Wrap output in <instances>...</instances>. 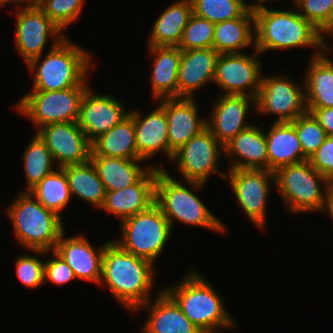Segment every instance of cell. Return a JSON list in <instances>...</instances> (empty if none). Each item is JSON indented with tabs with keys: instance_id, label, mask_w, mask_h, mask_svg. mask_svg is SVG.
<instances>
[{
	"instance_id": "obj_1",
	"label": "cell",
	"mask_w": 333,
	"mask_h": 333,
	"mask_svg": "<svg viewBox=\"0 0 333 333\" xmlns=\"http://www.w3.org/2000/svg\"><path fill=\"white\" fill-rule=\"evenodd\" d=\"M155 272L149 260L125 251L113 240L106 244L100 284L104 282L116 300L133 313L150 300Z\"/></svg>"
},
{
	"instance_id": "obj_2",
	"label": "cell",
	"mask_w": 333,
	"mask_h": 333,
	"mask_svg": "<svg viewBox=\"0 0 333 333\" xmlns=\"http://www.w3.org/2000/svg\"><path fill=\"white\" fill-rule=\"evenodd\" d=\"M30 60L26 65L34 83L31 91H57L88 85L86 79L92 66L90 52L72 43L69 38L53 41L48 53Z\"/></svg>"
},
{
	"instance_id": "obj_3",
	"label": "cell",
	"mask_w": 333,
	"mask_h": 333,
	"mask_svg": "<svg viewBox=\"0 0 333 333\" xmlns=\"http://www.w3.org/2000/svg\"><path fill=\"white\" fill-rule=\"evenodd\" d=\"M198 272L192 269L174 287L163 289L181 308L188 319L202 332L236 328L224 308L223 298Z\"/></svg>"
},
{
	"instance_id": "obj_4",
	"label": "cell",
	"mask_w": 333,
	"mask_h": 333,
	"mask_svg": "<svg viewBox=\"0 0 333 333\" xmlns=\"http://www.w3.org/2000/svg\"><path fill=\"white\" fill-rule=\"evenodd\" d=\"M293 9V10H291ZM275 10L268 7L254 11L255 45L261 54L268 50H287L311 46L321 48V33L294 8Z\"/></svg>"
},
{
	"instance_id": "obj_5",
	"label": "cell",
	"mask_w": 333,
	"mask_h": 333,
	"mask_svg": "<svg viewBox=\"0 0 333 333\" xmlns=\"http://www.w3.org/2000/svg\"><path fill=\"white\" fill-rule=\"evenodd\" d=\"M5 212L18 244L32 251H53L65 231L62 217L45 208L30 192H20Z\"/></svg>"
},
{
	"instance_id": "obj_6",
	"label": "cell",
	"mask_w": 333,
	"mask_h": 333,
	"mask_svg": "<svg viewBox=\"0 0 333 333\" xmlns=\"http://www.w3.org/2000/svg\"><path fill=\"white\" fill-rule=\"evenodd\" d=\"M155 181L154 202L169 221L195 225L214 232H224L225 225L208 209L190 188L178 182L161 166Z\"/></svg>"
},
{
	"instance_id": "obj_7",
	"label": "cell",
	"mask_w": 333,
	"mask_h": 333,
	"mask_svg": "<svg viewBox=\"0 0 333 333\" xmlns=\"http://www.w3.org/2000/svg\"><path fill=\"white\" fill-rule=\"evenodd\" d=\"M274 175L275 187L288 212L301 214L323 210L330 180L317 172L309 160L282 166Z\"/></svg>"
},
{
	"instance_id": "obj_8",
	"label": "cell",
	"mask_w": 333,
	"mask_h": 333,
	"mask_svg": "<svg viewBox=\"0 0 333 333\" xmlns=\"http://www.w3.org/2000/svg\"><path fill=\"white\" fill-rule=\"evenodd\" d=\"M121 238L113 240L125 251L153 264L164 251L172 229L154 202L146 210L121 222Z\"/></svg>"
},
{
	"instance_id": "obj_9",
	"label": "cell",
	"mask_w": 333,
	"mask_h": 333,
	"mask_svg": "<svg viewBox=\"0 0 333 333\" xmlns=\"http://www.w3.org/2000/svg\"><path fill=\"white\" fill-rule=\"evenodd\" d=\"M89 85L57 91H30L15 108L28 117L37 130L50 123L77 122L80 103Z\"/></svg>"
},
{
	"instance_id": "obj_10",
	"label": "cell",
	"mask_w": 333,
	"mask_h": 333,
	"mask_svg": "<svg viewBox=\"0 0 333 333\" xmlns=\"http://www.w3.org/2000/svg\"><path fill=\"white\" fill-rule=\"evenodd\" d=\"M220 153H224V146L206 127L177 150L172 160L187 184L193 189H201L212 174L225 178L226 173L217 168Z\"/></svg>"
},
{
	"instance_id": "obj_11",
	"label": "cell",
	"mask_w": 333,
	"mask_h": 333,
	"mask_svg": "<svg viewBox=\"0 0 333 333\" xmlns=\"http://www.w3.org/2000/svg\"><path fill=\"white\" fill-rule=\"evenodd\" d=\"M288 76H262V83L256 98V112L260 115H278L274 122H292L307 112L305 84L301 87Z\"/></svg>"
},
{
	"instance_id": "obj_12",
	"label": "cell",
	"mask_w": 333,
	"mask_h": 333,
	"mask_svg": "<svg viewBox=\"0 0 333 333\" xmlns=\"http://www.w3.org/2000/svg\"><path fill=\"white\" fill-rule=\"evenodd\" d=\"M220 54L215 67L213 83L223 95H246L257 98L262 83L259 52Z\"/></svg>"
},
{
	"instance_id": "obj_13",
	"label": "cell",
	"mask_w": 333,
	"mask_h": 333,
	"mask_svg": "<svg viewBox=\"0 0 333 333\" xmlns=\"http://www.w3.org/2000/svg\"><path fill=\"white\" fill-rule=\"evenodd\" d=\"M224 179L230 182L235 200L251 222L262 229L266 224L270 187L275 186L274 172L266 169H232Z\"/></svg>"
},
{
	"instance_id": "obj_14",
	"label": "cell",
	"mask_w": 333,
	"mask_h": 333,
	"mask_svg": "<svg viewBox=\"0 0 333 333\" xmlns=\"http://www.w3.org/2000/svg\"><path fill=\"white\" fill-rule=\"evenodd\" d=\"M23 8H19L16 15L15 42L17 52L27 64L30 60L43 55L48 37L54 36V41H62L65 35L39 6Z\"/></svg>"
},
{
	"instance_id": "obj_15",
	"label": "cell",
	"mask_w": 333,
	"mask_h": 333,
	"mask_svg": "<svg viewBox=\"0 0 333 333\" xmlns=\"http://www.w3.org/2000/svg\"><path fill=\"white\" fill-rule=\"evenodd\" d=\"M36 133L51 151L58 167L90 160L91 142L77 122L50 123Z\"/></svg>"
},
{
	"instance_id": "obj_16",
	"label": "cell",
	"mask_w": 333,
	"mask_h": 333,
	"mask_svg": "<svg viewBox=\"0 0 333 333\" xmlns=\"http://www.w3.org/2000/svg\"><path fill=\"white\" fill-rule=\"evenodd\" d=\"M90 87L84 93L77 123L92 143L129 115L119 98L108 94H93Z\"/></svg>"
},
{
	"instance_id": "obj_17",
	"label": "cell",
	"mask_w": 333,
	"mask_h": 333,
	"mask_svg": "<svg viewBox=\"0 0 333 333\" xmlns=\"http://www.w3.org/2000/svg\"><path fill=\"white\" fill-rule=\"evenodd\" d=\"M251 104L256 109V98L246 95L222 94L215 98L206 126L223 146L253 124L245 121Z\"/></svg>"
},
{
	"instance_id": "obj_18",
	"label": "cell",
	"mask_w": 333,
	"mask_h": 333,
	"mask_svg": "<svg viewBox=\"0 0 333 333\" xmlns=\"http://www.w3.org/2000/svg\"><path fill=\"white\" fill-rule=\"evenodd\" d=\"M157 101L167 116L171 161L177 150L207 127L206 119L199 116L194 98H164Z\"/></svg>"
},
{
	"instance_id": "obj_19",
	"label": "cell",
	"mask_w": 333,
	"mask_h": 333,
	"mask_svg": "<svg viewBox=\"0 0 333 333\" xmlns=\"http://www.w3.org/2000/svg\"><path fill=\"white\" fill-rule=\"evenodd\" d=\"M87 240L81 235L67 238L64 231L53 251L72 268L77 279L100 285L103 253L108 242L94 248Z\"/></svg>"
},
{
	"instance_id": "obj_20",
	"label": "cell",
	"mask_w": 333,
	"mask_h": 333,
	"mask_svg": "<svg viewBox=\"0 0 333 333\" xmlns=\"http://www.w3.org/2000/svg\"><path fill=\"white\" fill-rule=\"evenodd\" d=\"M160 167L152 166L136 183L118 191H106L100 209L123 220L146 210L154 203L155 181Z\"/></svg>"
},
{
	"instance_id": "obj_21",
	"label": "cell",
	"mask_w": 333,
	"mask_h": 333,
	"mask_svg": "<svg viewBox=\"0 0 333 333\" xmlns=\"http://www.w3.org/2000/svg\"><path fill=\"white\" fill-rule=\"evenodd\" d=\"M219 53L214 48L181 50L178 97L194 98V92L212 83Z\"/></svg>"
},
{
	"instance_id": "obj_22",
	"label": "cell",
	"mask_w": 333,
	"mask_h": 333,
	"mask_svg": "<svg viewBox=\"0 0 333 333\" xmlns=\"http://www.w3.org/2000/svg\"><path fill=\"white\" fill-rule=\"evenodd\" d=\"M252 124L239 132L224 145V155L231 159L232 169H266L268 170V151L265 131ZM237 157L234 159V157Z\"/></svg>"
},
{
	"instance_id": "obj_23",
	"label": "cell",
	"mask_w": 333,
	"mask_h": 333,
	"mask_svg": "<svg viewBox=\"0 0 333 333\" xmlns=\"http://www.w3.org/2000/svg\"><path fill=\"white\" fill-rule=\"evenodd\" d=\"M129 114L134 119L138 155L143 160L149 161L161 151V155H166L169 159L168 122L165 110L159 105L144 117L136 110H131Z\"/></svg>"
},
{
	"instance_id": "obj_24",
	"label": "cell",
	"mask_w": 333,
	"mask_h": 333,
	"mask_svg": "<svg viewBox=\"0 0 333 333\" xmlns=\"http://www.w3.org/2000/svg\"><path fill=\"white\" fill-rule=\"evenodd\" d=\"M159 291L153 304L149 300L142 305L150 312L141 333H202L163 289Z\"/></svg>"
},
{
	"instance_id": "obj_25",
	"label": "cell",
	"mask_w": 333,
	"mask_h": 333,
	"mask_svg": "<svg viewBox=\"0 0 333 333\" xmlns=\"http://www.w3.org/2000/svg\"><path fill=\"white\" fill-rule=\"evenodd\" d=\"M322 50H315L305 73L307 108L333 107V59Z\"/></svg>"
},
{
	"instance_id": "obj_26",
	"label": "cell",
	"mask_w": 333,
	"mask_h": 333,
	"mask_svg": "<svg viewBox=\"0 0 333 333\" xmlns=\"http://www.w3.org/2000/svg\"><path fill=\"white\" fill-rule=\"evenodd\" d=\"M268 151V170L275 172L282 166L308 160L295 127L290 122H274L265 133Z\"/></svg>"
},
{
	"instance_id": "obj_27",
	"label": "cell",
	"mask_w": 333,
	"mask_h": 333,
	"mask_svg": "<svg viewBox=\"0 0 333 333\" xmlns=\"http://www.w3.org/2000/svg\"><path fill=\"white\" fill-rule=\"evenodd\" d=\"M150 55H154L151 73V88L156 100L178 98V70L181 61V49L170 46H149Z\"/></svg>"
},
{
	"instance_id": "obj_28",
	"label": "cell",
	"mask_w": 333,
	"mask_h": 333,
	"mask_svg": "<svg viewBox=\"0 0 333 333\" xmlns=\"http://www.w3.org/2000/svg\"><path fill=\"white\" fill-rule=\"evenodd\" d=\"M106 191H118L136 183L152 166L143 159L90 156Z\"/></svg>"
},
{
	"instance_id": "obj_29",
	"label": "cell",
	"mask_w": 333,
	"mask_h": 333,
	"mask_svg": "<svg viewBox=\"0 0 333 333\" xmlns=\"http://www.w3.org/2000/svg\"><path fill=\"white\" fill-rule=\"evenodd\" d=\"M192 14L191 0H178L168 6L152 25L148 46L178 47Z\"/></svg>"
},
{
	"instance_id": "obj_30",
	"label": "cell",
	"mask_w": 333,
	"mask_h": 333,
	"mask_svg": "<svg viewBox=\"0 0 333 333\" xmlns=\"http://www.w3.org/2000/svg\"><path fill=\"white\" fill-rule=\"evenodd\" d=\"M255 45V17L248 10L242 17L215 24L213 48L219 54L243 53Z\"/></svg>"
},
{
	"instance_id": "obj_31",
	"label": "cell",
	"mask_w": 333,
	"mask_h": 333,
	"mask_svg": "<svg viewBox=\"0 0 333 333\" xmlns=\"http://www.w3.org/2000/svg\"><path fill=\"white\" fill-rule=\"evenodd\" d=\"M91 156L142 159L137 152L134 119L129 114L92 143Z\"/></svg>"
},
{
	"instance_id": "obj_32",
	"label": "cell",
	"mask_w": 333,
	"mask_h": 333,
	"mask_svg": "<svg viewBox=\"0 0 333 333\" xmlns=\"http://www.w3.org/2000/svg\"><path fill=\"white\" fill-rule=\"evenodd\" d=\"M61 168L67 176L71 197L76 195L95 208L102 207L106 190L91 160Z\"/></svg>"
},
{
	"instance_id": "obj_33",
	"label": "cell",
	"mask_w": 333,
	"mask_h": 333,
	"mask_svg": "<svg viewBox=\"0 0 333 333\" xmlns=\"http://www.w3.org/2000/svg\"><path fill=\"white\" fill-rule=\"evenodd\" d=\"M45 208L60 216V212L67 206L71 194L65 171L57 170L44 177L29 191Z\"/></svg>"
},
{
	"instance_id": "obj_34",
	"label": "cell",
	"mask_w": 333,
	"mask_h": 333,
	"mask_svg": "<svg viewBox=\"0 0 333 333\" xmlns=\"http://www.w3.org/2000/svg\"><path fill=\"white\" fill-rule=\"evenodd\" d=\"M22 156L27 182L25 192H29L44 177L54 172L52 169L54 159L51 151L37 133H35Z\"/></svg>"
},
{
	"instance_id": "obj_35",
	"label": "cell",
	"mask_w": 333,
	"mask_h": 333,
	"mask_svg": "<svg viewBox=\"0 0 333 333\" xmlns=\"http://www.w3.org/2000/svg\"><path fill=\"white\" fill-rule=\"evenodd\" d=\"M191 3L193 14L214 24L242 17L249 10L245 0H191Z\"/></svg>"
},
{
	"instance_id": "obj_36",
	"label": "cell",
	"mask_w": 333,
	"mask_h": 333,
	"mask_svg": "<svg viewBox=\"0 0 333 333\" xmlns=\"http://www.w3.org/2000/svg\"><path fill=\"white\" fill-rule=\"evenodd\" d=\"M298 134L303 155L309 159L324 143L327 134L314 116L306 112L290 122Z\"/></svg>"
},
{
	"instance_id": "obj_37",
	"label": "cell",
	"mask_w": 333,
	"mask_h": 333,
	"mask_svg": "<svg viewBox=\"0 0 333 333\" xmlns=\"http://www.w3.org/2000/svg\"><path fill=\"white\" fill-rule=\"evenodd\" d=\"M215 24L192 14L179 44L181 50L213 48Z\"/></svg>"
},
{
	"instance_id": "obj_38",
	"label": "cell",
	"mask_w": 333,
	"mask_h": 333,
	"mask_svg": "<svg viewBox=\"0 0 333 333\" xmlns=\"http://www.w3.org/2000/svg\"><path fill=\"white\" fill-rule=\"evenodd\" d=\"M84 0H44L39 7L62 30L78 20Z\"/></svg>"
},
{
	"instance_id": "obj_39",
	"label": "cell",
	"mask_w": 333,
	"mask_h": 333,
	"mask_svg": "<svg viewBox=\"0 0 333 333\" xmlns=\"http://www.w3.org/2000/svg\"><path fill=\"white\" fill-rule=\"evenodd\" d=\"M48 253L50 251L33 250V254L38 257L22 255L16 259L17 277L26 287L35 289L43 284L45 262L40 260V257Z\"/></svg>"
},
{
	"instance_id": "obj_40",
	"label": "cell",
	"mask_w": 333,
	"mask_h": 333,
	"mask_svg": "<svg viewBox=\"0 0 333 333\" xmlns=\"http://www.w3.org/2000/svg\"><path fill=\"white\" fill-rule=\"evenodd\" d=\"M293 2L298 13L320 31L333 19V0H294Z\"/></svg>"
},
{
	"instance_id": "obj_41",
	"label": "cell",
	"mask_w": 333,
	"mask_h": 333,
	"mask_svg": "<svg viewBox=\"0 0 333 333\" xmlns=\"http://www.w3.org/2000/svg\"><path fill=\"white\" fill-rule=\"evenodd\" d=\"M53 258L45 261L44 282L51 281L52 284L65 285L76 280L72 268L54 251H51Z\"/></svg>"
},
{
	"instance_id": "obj_42",
	"label": "cell",
	"mask_w": 333,
	"mask_h": 333,
	"mask_svg": "<svg viewBox=\"0 0 333 333\" xmlns=\"http://www.w3.org/2000/svg\"><path fill=\"white\" fill-rule=\"evenodd\" d=\"M308 160L317 172L333 181V136H327Z\"/></svg>"
},
{
	"instance_id": "obj_43",
	"label": "cell",
	"mask_w": 333,
	"mask_h": 333,
	"mask_svg": "<svg viewBox=\"0 0 333 333\" xmlns=\"http://www.w3.org/2000/svg\"><path fill=\"white\" fill-rule=\"evenodd\" d=\"M314 118L324 128L327 136H333V107L329 108H307Z\"/></svg>"
},
{
	"instance_id": "obj_44",
	"label": "cell",
	"mask_w": 333,
	"mask_h": 333,
	"mask_svg": "<svg viewBox=\"0 0 333 333\" xmlns=\"http://www.w3.org/2000/svg\"><path fill=\"white\" fill-rule=\"evenodd\" d=\"M321 212H328L327 214H330L331 219L333 220V181H330L327 186L325 204Z\"/></svg>"
},
{
	"instance_id": "obj_45",
	"label": "cell",
	"mask_w": 333,
	"mask_h": 333,
	"mask_svg": "<svg viewBox=\"0 0 333 333\" xmlns=\"http://www.w3.org/2000/svg\"><path fill=\"white\" fill-rule=\"evenodd\" d=\"M321 33V48L320 50L327 51L329 49L328 42L325 41L326 35L323 33H327L331 35L330 37L333 39V19L320 31Z\"/></svg>"
},
{
	"instance_id": "obj_46",
	"label": "cell",
	"mask_w": 333,
	"mask_h": 333,
	"mask_svg": "<svg viewBox=\"0 0 333 333\" xmlns=\"http://www.w3.org/2000/svg\"><path fill=\"white\" fill-rule=\"evenodd\" d=\"M266 1H268V0H256V2L253 4H246V6H247V8L250 10V11H256V10H259V9H262V8H265L266 6H265V4H263V3H266ZM270 1V0H269ZM273 1V0H272Z\"/></svg>"
},
{
	"instance_id": "obj_47",
	"label": "cell",
	"mask_w": 333,
	"mask_h": 333,
	"mask_svg": "<svg viewBox=\"0 0 333 333\" xmlns=\"http://www.w3.org/2000/svg\"><path fill=\"white\" fill-rule=\"evenodd\" d=\"M44 0H16V6L26 3L25 6H39Z\"/></svg>"
},
{
	"instance_id": "obj_48",
	"label": "cell",
	"mask_w": 333,
	"mask_h": 333,
	"mask_svg": "<svg viewBox=\"0 0 333 333\" xmlns=\"http://www.w3.org/2000/svg\"><path fill=\"white\" fill-rule=\"evenodd\" d=\"M9 2H10V3L12 2V3L15 4V3H16V0H0V6L3 7V6H5V5H7V3H9Z\"/></svg>"
}]
</instances>
